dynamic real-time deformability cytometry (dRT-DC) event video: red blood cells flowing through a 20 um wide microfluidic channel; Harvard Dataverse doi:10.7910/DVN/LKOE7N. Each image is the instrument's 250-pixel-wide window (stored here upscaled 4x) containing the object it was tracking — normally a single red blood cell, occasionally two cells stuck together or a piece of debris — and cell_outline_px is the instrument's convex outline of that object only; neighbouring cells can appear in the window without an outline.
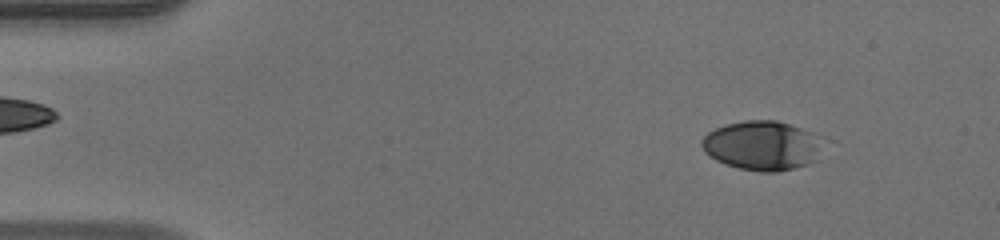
{"species": "human", "species_latin": "Homo sapiens", "temperature_condition": "warm", "stored_images_in_passage": 48, "camera_frame_rate_fps": 3000, "um_per_image_px": 0.085, "donor": {"sex": "male"}, "frame": {"image": 1, "passage_image": 5, "time_ms": 1.333, "image_size_px": [1000, 240], "cell_outline_px": [[820, 160], [808, 164], [776, 172], [760, 172], [740, 168], [724, 164], [716, 160], [704, 152], [700, 144], [700, 140], [708, 132], [724, 124], [744, 120], [776, 120], [812, 132]], "centroid_in_image_um": [64.68, 12.38], "position_along_channel_um": 20.3, "area_um2": 34.45}}
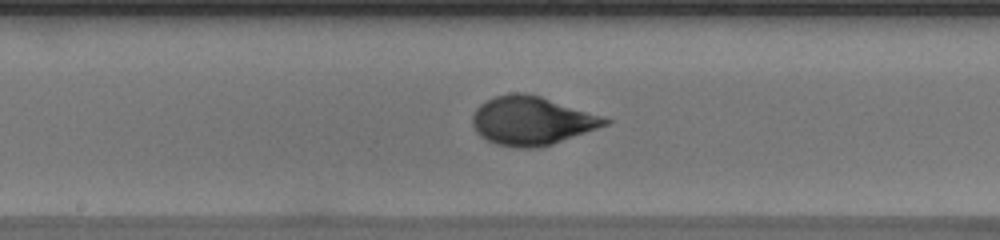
{"frame": {"image": 2, "passage_image": 25, "time_ms": 8.0, "image_size_px": [1000, 240], "cell_outline_px": [[612, 120], [608, 124], [552, 144], [536, 148], [520, 148], [496, 144], [480, 136], [476, 132], [472, 124], [472, 116], [476, 108], [480, 104], [496, 96], [512, 92], [524, 92], [540, 96], [604, 116]], "centroid_in_image_um": [45.18, 10.26], "position_along_channel_um": 203.0, "area_um2": 37.4}}
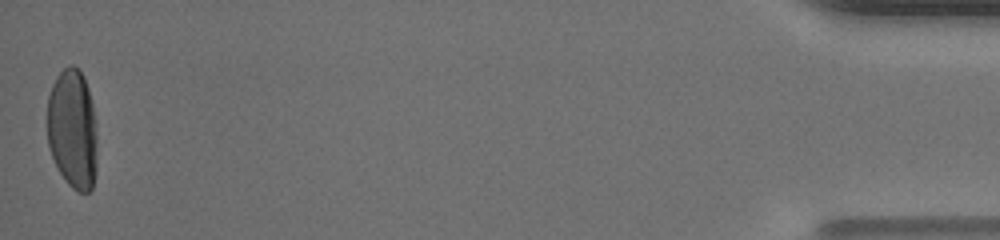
{"frame": {"image": 3, "passage_image": 48, "time_ms": 15.667, "image_size_px": [1000, 240], "cell_outline_px": [[96, 172], [92, 188], [88, 192], [76, 192], [68, 184], [60, 172], [52, 156], [48, 144], [48, 96], [52, 84], [56, 76], [64, 68], [72, 64], [84, 76], [88, 88], [92, 104], [96, 124]], "centroid_in_image_um": [6.18, 10.98], "position_along_channel_um": 429.0, "area_um2": 34.91}, "authors_computed_cell_mechanics": {"area_um2": 35.7782, "velocity_mm_per_s": 4.1751, "shape_relaxation_time_tau1_ms": 4.259, "shape_relaxation_time_tau2_ms": null, "deformation_change_tau1": 0.2206, "deformation_change_tau2": null}}